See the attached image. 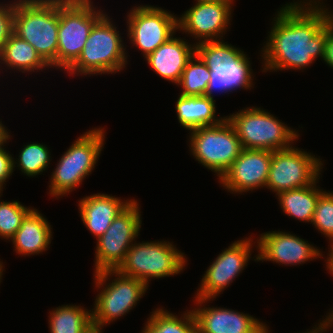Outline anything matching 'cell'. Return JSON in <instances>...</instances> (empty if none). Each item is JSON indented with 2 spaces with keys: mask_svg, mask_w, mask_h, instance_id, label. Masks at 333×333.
Wrapping results in <instances>:
<instances>
[{
  "mask_svg": "<svg viewBox=\"0 0 333 333\" xmlns=\"http://www.w3.org/2000/svg\"><path fill=\"white\" fill-rule=\"evenodd\" d=\"M274 18L261 50L262 72L301 70L319 56L324 59L326 24L333 18L332 11L301 8L291 2L283 5Z\"/></svg>",
  "mask_w": 333,
  "mask_h": 333,
  "instance_id": "6da1fadb",
  "label": "cell"
},
{
  "mask_svg": "<svg viewBox=\"0 0 333 333\" xmlns=\"http://www.w3.org/2000/svg\"><path fill=\"white\" fill-rule=\"evenodd\" d=\"M59 0H15L13 33L57 68Z\"/></svg>",
  "mask_w": 333,
  "mask_h": 333,
  "instance_id": "7a4b0ae2",
  "label": "cell"
},
{
  "mask_svg": "<svg viewBox=\"0 0 333 333\" xmlns=\"http://www.w3.org/2000/svg\"><path fill=\"white\" fill-rule=\"evenodd\" d=\"M105 13L93 26L78 59L66 70L70 75L117 73L127 65L126 47L117 27ZM125 47V48H124Z\"/></svg>",
  "mask_w": 333,
  "mask_h": 333,
  "instance_id": "3957f363",
  "label": "cell"
},
{
  "mask_svg": "<svg viewBox=\"0 0 333 333\" xmlns=\"http://www.w3.org/2000/svg\"><path fill=\"white\" fill-rule=\"evenodd\" d=\"M104 128H94L80 135L59 159L51 174L50 196L59 198L75 190L91 174L104 146Z\"/></svg>",
  "mask_w": 333,
  "mask_h": 333,
  "instance_id": "277c9868",
  "label": "cell"
},
{
  "mask_svg": "<svg viewBox=\"0 0 333 333\" xmlns=\"http://www.w3.org/2000/svg\"><path fill=\"white\" fill-rule=\"evenodd\" d=\"M226 118L234 127L243 149H288L299 137L298 131L260 107H247Z\"/></svg>",
  "mask_w": 333,
  "mask_h": 333,
  "instance_id": "5b68a950",
  "label": "cell"
},
{
  "mask_svg": "<svg viewBox=\"0 0 333 333\" xmlns=\"http://www.w3.org/2000/svg\"><path fill=\"white\" fill-rule=\"evenodd\" d=\"M91 0H59L57 67L66 71L79 57L95 23L105 14Z\"/></svg>",
  "mask_w": 333,
  "mask_h": 333,
  "instance_id": "8992f818",
  "label": "cell"
},
{
  "mask_svg": "<svg viewBox=\"0 0 333 333\" xmlns=\"http://www.w3.org/2000/svg\"><path fill=\"white\" fill-rule=\"evenodd\" d=\"M111 276L115 279L107 284ZM94 279L95 286L102 290L91 309L92 325L103 328L132 310L148 289L141 280L125 276L118 270L94 272Z\"/></svg>",
  "mask_w": 333,
  "mask_h": 333,
  "instance_id": "52a82bcc",
  "label": "cell"
},
{
  "mask_svg": "<svg viewBox=\"0 0 333 333\" xmlns=\"http://www.w3.org/2000/svg\"><path fill=\"white\" fill-rule=\"evenodd\" d=\"M185 258L169 241L134 242L117 270L149 286L150 278L171 277L182 272L187 263Z\"/></svg>",
  "mask_w": 333,
  "mask_h": 333,
  "instance_id": "ba28073f",
  "label": "cell"
},
{
  "mask_svg": "<svg viewBox=\"0 0 333 333\" xmlns=\"http://www.w3.org/2000/svg\"><path fill=\"white\" fill-rule=\"evenodd\" d=\"M190 152L198 163L216 173L220 179L242 151L240 139L232 124L225 118L215 126L190 131Z\"/></svg>",
  "mask_w": 333,
  "mask_h": 333,
  "instance_id": "9c48e42d",
  "label": "cell"
},
{
  "mask_svg": "<svg viewBox=\"0 0 333 333\" xmlns=\"http://www.w3.org/2000/svg\"><path fill=\"white\" fill-rule=\"evenodd\" d=\"M137 200L121 211L106 232L97 239L95 273L117 270L141 229V214Z\"/></svg>",
  "mask_w": 333,
  "mask_h": 333,
  "instance_id": "30bf717a",
  "label": "cell"
},
{
  "mask_svg": "<svg viewBox=\"0 0 333 333\" xmlns=\"http://www.w3.org/2000/svg\"><path fill=\"white\" fill-rule=\"evenodd\" d=\"M321 160L294 146L273 151L265 187L277 195L283 191L312 185L320 179L323 168Z\"/></svg>",
  "mask_w": 333,
  "mask_h": 333,
  "instance_id": "8fae6325",
  "label": "cell"
},
{
  "mask_svg": "<svg viewBox=\"0 0 333 333\" xmlns=\"http://www.w3.org/2000/svg\"><path fill=\"white\" fill-rule=\"evenodd\" d=\"M128 37L145 58L178 30V17L151 5L135 6L127 15Z\"/></svg>",
  "mask_w": 333,
  "mask_h": 333,
  "instance_id": "7c38bea8",
  "label": "cell"
},
{
  "mask_svg": "<svg viewBox=\"0 0 333 333\" xmlns=\"http://www.w3.org/2000/svg\"><path fill=\"white\" fill-rule=\"evenodd\" d=\"M252 242L253 239L247 237L234 241L224 249L205 271L194 298L214 299L223 292L247 266L253 250L252 244L257 243Z\"/></svg>",
  "mask_w": 333,
  "mask_h": 333,
  "instance_id": "4fadbf2b",
  "label": "cell"
},
{
  "mask_svg": "<svg viewBox=\"0 0 333 333\" xmlns=\"http://www.w3.org/2000/svg\"><path fill=\"white\" fill-rule=\"evenodd\" d=\"M233 2H198L178 17V31L203 41L222 40L231 20ZM224 33V34H223ZM219 38V39H218Z\"/></svg>",
  "mask_w": 333,
  "mask_h": 333,
  "instance_id": "5bb4252c",
  "label": "cell"
},
{
  "mask_svg": "<svg viewBox=\"0 0 333 333\" xmlns=\"http://www.w3.org/2000/svg\"><path fill=\"white\" fill-rule=\"evenodd\" d=\"M270 150L242 149L233 164L219 179L231 193H243L265 187L272 160Z\"/></svg>",
  "mask_w": 333,
  "mask_h": 333,
  "instance_id": "9a60e30c",
  "label": "cell"
},
{
  "mask_svg": "<svg viewBox=\"0 0 333 333\" xmlns=\"http://www.w3.org/2000/svg\"><path fill=\"white\" fill-rule=\"evenodd\" d=\"M260 235L257 239L258 246H255L259 250L255 261H273L285 266H296L323 257L319 249L290 232L279 230Z\"/></svg>",
  "mask_w": 333,
  "mask_h": 333,
  "instance_id": "2e32d148",
  "label": "cell"
},
{
  "mask_svg": "<svg viewBox=\"0 0 333 333\" xmlns=\"http://www.w3.org/2000/svg\"><path fill=\"white\" fill-rule=\"evenodd\" d=\"M208 301L211 299L194 300L197 306L199 305L192 310L196 319L197 333H270L267 325L252 315L232 309L201 305Z\"/></svg>",
  "mask_w": 333,
  "mask_h": 333,
  "instance_id": "e0dca14e",
  "label": "cell"
},
{
  "mask_svg": "<svg viewBox=\"0 0 333 333\" xmlns=\"http://www.w3.org/2000/svg\"><path fill=\"white\" fill-rule=\"evenodd\" d=\"M172 36L166 43L159 46L145 59L149 66L161 78L177 84L188 61L195 54V43Z\"/></svg>",
  "mask_w": 333,
  "mask_h": 333,
  "instance_id": "ac0fdd59",
  "label": "cell"
},
{
  "mask_svg": "<svg viewBox=\"0 0 333 333\" xmlns=\"http://www.w3.org/2000/svg\"><path fill=\"white\" fill-rule=\"evenodd\" d=\"M132 201L103 193L91 194L79 201L80 217L90 233L98 239Z\"/></svg>",
  "mask_w": 333,
  "mask_h": 333,
  "instance_id": "d6986e66",
  "label": "cell"
},
{
  "mask_svg": "<svg viewBox=\"0 0 333 333\" xmlns=\"http://www.w3.org/2000/svg\"><path fill=\"white\" fill-rule=\"evenodd\" d=\"M244 51L233 61L224 62L222 66H207L210 70L206 96L213 98V92H232L235 89H251L253 72L250 58Z\"/></svg>",
  "mask_w": 333,
  "mask_h": 333,
  "instance_id": "ffe728a7",
  "label": "cell"
},
{
  "mask_svg": "<svg viewBox=\"0 0 333 333\" xmlns=\"http://www.w3.org/2000/svg\"><path fill=\"white\" fill-rule=\"evenodd\" d=\"M50 223L37 210L32 208L24 217L21 226L11 239L19 255L40 254L51 244L52 230Z\"/></svg>",
  "mask_w": 333,
  "mask_h": 333,
  "instance_id": "44dd1931",
  "label": "cell"
},
{
  "mask_svg": "<svg viewBox=\"0 0 333 333\" xmlns=\"http://www.w3.org/2000/svg\"><path fill=\"white\" fill-rule=\"evenodd\" d=\"M214 98L179 95L176 102L177 119L188 130L220 124L226 117H216Z\"/></svg>",
  "mask_w": 333,
  "mask_h": 333,
  "instance_id": "7402d4cb",
  "label": "cell"
},
{
  "mask_svg": "<svg viewBox=\"0 0 333 333\" xmlns=\"http://www.w3.org/2000/svg\"><path fill=\"white\" fill-rule=\"evenodd\" d=\"M0 63L22 73L35 72L50 66L41 58L36 49L26 40L12 33L0 50Z\"/></svg>",
  "mask_w": 333,
  "mask_h": 333,
  "instance_id": "603a6c76",
  "label": "cell"
},
{
  "mask_svg": "<svg viewBox=\"0 0 333 333\" xmlns=\"http://www.w3.org/2000/svg\"><path fill=\"white\" fill-rule=\"evenodd\" d=\"M318 180L306 187L278 193V201L283 212L302 222H312L318 199L325 192L316 186Z\"/></svg>",
  "mask_w": 333,
  "mask_h": 333,
  "instance_id": "cb8c5ba5",
  "label": "cell"
},
{
  "mask_svg": "<svg viewBox=\"0 0 333 333\" xmlns=\"http://www.w3.org/2000/svg\"><path fill=\"white\" fill-rule=\"evenodd\" d=\"M49 313L51 333H85L92 326L91 310L80 305H62Z\"/></svg>",
  "mask_w": 333,
  "mask_h": 333,
  "instance_id": "d4e9b609",
  "label": "cell"
},
{
  "mask_svg": "<svg viewBox=\"0 0 333 333\" xmlns=\"http://www.w3.org/2000/svg\"><path fill=\"white\" fill-rule=\"evenodd\" d=\"M179 316L163 308H157L147 318L141 333H197V324L192 310Z\"/></svg>",
  "mask_w": 333,
  "mask_h": 333,
  "instance_id": "484cf974",
  "label": "cell"
},
{
  "mask_svg": "<svg viewBox=\"0 0 333 333\" xmlns=\"http://www.w3.org/2000/svg\"><path fill=\"white\" fill-rule=\"evenodd\" d=\"M210 70L195 53L188 61L177 85L182 87L180 95L203 96L206 94Z\"/></svg>",
  "mask_w": 333,
  "mask_h": 333,
  "instance_id": "4316f807",
  "label": "cell"
},
{
  "mask_svg": "<svg viewBox=\"0 0 333 333\" xmlns=\"http://www.w3.org/2000/svg\"><path fill=\"white\" fill-rule=\"evenodd\" d=\"M50 150L45 144L31 142L20 150L18 160H13V168L19 167L28 177L42 174L50 164Z\"/></svg>",
  "mask_w": 333,
  "mask_h": 333,
  "instance_id": "83f0119b",
  "label": "cell"
},
{
  "mask_svg": "<svg viewBox=\"0 0 333 333\" xmlns=\"http://www.w3.org/2000/svg\"><path fill=\"white\" fill-rule=\"evenodd\" d=\"M243 51L224 40L203 41L195 44V53L206 66H222L235 60Z\"/></svg>",
  "mask_w": 333,
  "mask_h": 333,
  "instance_id": "f1b7e54d",
  "label": "cell"
},
{
  "mask_svg": "<svg viewBox=\"0 0 333 333\" xmlns=\"http://www.w3.org/2000/svg\"><path fill=\"white\" fill-rule=\"evenodd\" d=\"M0 194L2 193L0 192ZM31 209L19 201H0V237L10 241Z\"/></svg>",
  "mask_w": 333,
  "mask_h": 333,
  "instance_id": "f546056e",
  "label": "cell"
},
{
  "mask_svg": "<svg viewBox=\"0 0 333 333\" xmlns=\"http://www.w3.org/2000/svg\"><path fill=\"white\" fill-rule=\"evenodd\" d=\"M331 241L333 248V192H324L318 199L312 222L310 223Z\"/></svg>",
  "mask_w": 333,
  "mask_h": 333,
  "instance_id": "4dcf8cb0",
  "label": "cell"
},
{
  "mask_svg": "<svg viewBox=\"0 0 333 333\" xmlns=\"http://www.w3.org/2000/svg\"><path fill=\"white\" fill-rule=\"evenodd\" d=\"M15 0L10 4H0V50L13 33Z\"/></svg>",
  "mask_w": 333,
  "mask_h": 333,
  "instance_id": "1f68e13d",
  "label": "cell"
},
{
  "mask_svg": "<svg viewBox=\"0 0 333 333\" xmlns=\"http://www.w3.org/2000/svg\"><path fill=\"white\" fill-rule=\"evenodd\" d=\"M10 133L7 131L6 138L0 142V192L3 190V184L14 172L13 160L14 158L9 153V151L3 148L8 140L11 138Z\"/></svg>",
  "mask_w": 333,
  "mask_h": 333,
  "instance_id": "d6a6232c",
  "label": "cell"
},
{
  "mask_svg": "<svg viewBox=\"0 0 333 333\" xmlns=\"http://www.w3.org/2000/svg\"><path fill=\"white\" fill-rule=\"evenodd\" d=\"M324 62L333 69V18L326 24Z\"/></svg>",
  "mask_w": 333,
  "mask_h": 333,
  "instance_id": "836d02e7",
  "label": "cell"
},
{
  "mask_svg": "<svg viewBox=\"0 0 333 333\" xmlns=\"http://www.w3.org/2000/svg\"><path fill=\"white\" fill-rule=\"evenodd\" d=\"M306 1H309V2H305V1L302 2V1L298 0V2H294L293 4L298 7L306 8V9H325V7H326V5L322 6L323 2L320 3V0H306Z\"/></svg>",
  "mask_w": 333,
  "mask_h": 333,
  "instance_id": "e575fe53",
  "label": "cell"
},
{
  "mask_svg": "<svg viewBox=\"0 0 333 333\" xmlns=\"http://www.w3.org/2000/svg\"><path fill=\"white\" fill-rule=\"evenodd\" d=\"M327 329H329V324H328V318L326 317L325 319L322 320V322L313 327L312 330L303 333H323L326 332Z\"/></svg>",
  "mask_w": 333,
  "mask_h": 333,
  "instance_id": "d590c367",
  "label": "cell"
},
{
  "mask_svg": "<svg viewBox=\"0 0 333 333\" xmlns=\"http://www.w3.org/2000/svg\"><path fill=\"white\" fill-rule=\"evenodd\" d=\"M329 253L327 255L326 260V268L333 275V248L328 250Z\"/></svg>",
  "mask_w": 333,
  "mask_h": 333,
  "instance_id": "8d00e7d4",
  "label": "cell"
},
{
  "mask_svg": "<svg viewBox=\"0 0 333 333\" xmlns=\"http://www.w3.org/2000/svg\"><path fill=\"white\" fill-rule=\"evenodd\" d=\"M7 130L8 129L2 124V121H0V142L6 138Z\"/></svg>",
  "mask_w": 333,
  "mask_h": 333,
  "instance_id": "74e56055",
  "label": "cell"
},
{
  "mask_svg": "<svg viewBox=\"0 0 333 333\" xmlns=\"http://www.w3.org/2000/svg\"><path fill=\"white\" fill-rule=\"evenodd\" d=\"M102 327L92 325L85 333H102Z\"/></svg>",
  "mask_w": 333,
  "mask_h": 333,
  "instance_id": "f35d334b",
  "label": "cell"
},
{
  "mask_svg": "<svg viewBox=\"0 0 333 333\" xmlns=\"http://www.w3.org/2000/svg\"><path fill=\"white\" fill-rule=\"evenodd\" d=\"M196 3L198 2H207V1H220V2H233L234 0H195Z\"/></svg>",
  "mask_w": 333,
  "mask_h": 333,
  "instance_id": "ab89813d",
  "label": "cell"
},
{
  "mask_svg": "<svg viewBox=\"0 0 333 333\" xmlns=\"http://www.w3.org/2000/svg\"><path fill=\"white\" fill-rule=\"evenodd\" d=\"M3 267H5V266H3V262L0 261V283H1V280H2V275H3L2 273L4 271Z\"/></svg>",
  "mask_w": 333,
  "mask_h": 333,
  "instance_id": "60d3db41",
  "label": "cell"
}]
</instances>
